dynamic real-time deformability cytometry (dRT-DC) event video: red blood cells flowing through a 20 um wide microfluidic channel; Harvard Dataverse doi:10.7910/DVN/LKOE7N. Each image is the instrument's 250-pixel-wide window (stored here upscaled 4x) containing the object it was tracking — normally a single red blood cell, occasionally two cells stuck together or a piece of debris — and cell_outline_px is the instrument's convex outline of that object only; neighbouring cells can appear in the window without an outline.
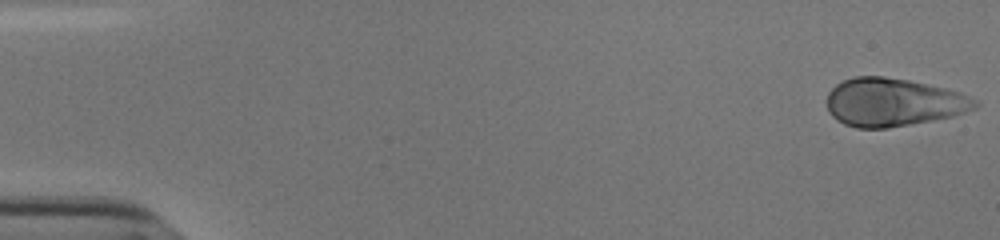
{"species": "human", "species_latin": "Homo sapiens", "temperature_condition": "cold", "stored_images_in_passage": 53, "camera_frame_rate_fps": 3000, "um_per_image_px": 0.085, "donor": {"sex": "male"}, "frame": {"image": 1, "passage_image": 1, "time_ms": 0.0, "image_size_px": [1000, 240], "cell_outline_px": [[980, 104], [976, 108], [952, 116], [888, 128], [856, 128], [844, 124], [836, 120], [828, 112], [828, 92], [836, 84], [844, 80], [856, 76], [884, 76], [908, 80], [944, 88], [960, 92], [976, 100]], "centroid_in_image_um": [75.9, 8.69], "position_along_channel_um": 9.1, "area_um2": 41.38}}
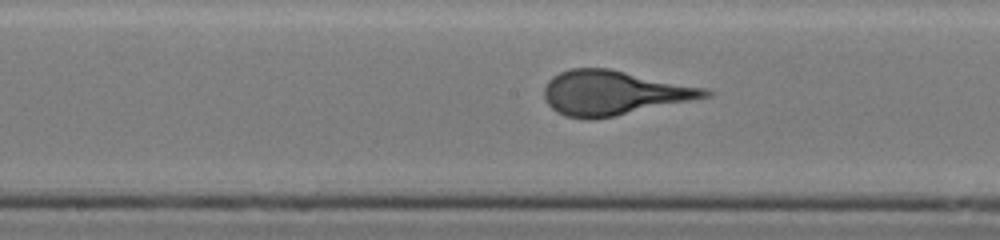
{"frame": {"image": 2, "passage_image": 28, "time_ms": 9.0, "image_size_px": [1000, 240], "cell_outline_px": [[712, 96], [616, 116], [596, 120], [584, 120], [564, 116], [556, 112], [548, 104], [544, 96], [544, 88], [548, 80], [552, 76], [560, 72], [572, 68], [608, 68], [708, 88], [712, 92]], "centroid_in_image_um": [52.15, 7.9], "position_along_channel_um": 196.0, "area_um2": 42.08}}
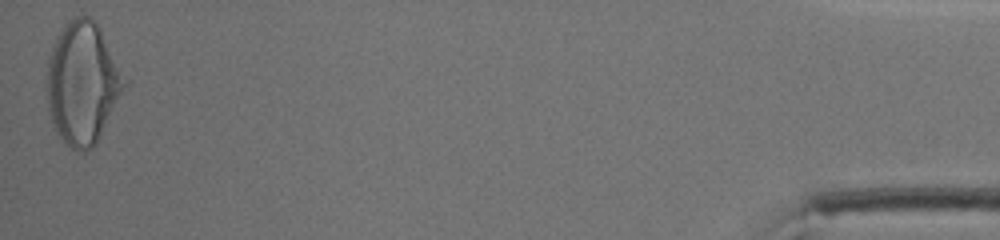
{"frame": {"image": 3, "passage_image": 53, "time_ms": 17.333, "image_size_px": [1000, 240], "cell_outline_px": [[132, 80], [96, 144], [92, 148], [84, 152], [80, 152], [72, 148], [56, 132], [48, 112], [48, 60], [52, 48], [64, 24], [68, 20], [76, 16], [88, 16], [96, 20]], "centroid_in_image_um": [7.13, 7.04], "position_along_channel_um": 428.1, "area_um2": 56.53}}